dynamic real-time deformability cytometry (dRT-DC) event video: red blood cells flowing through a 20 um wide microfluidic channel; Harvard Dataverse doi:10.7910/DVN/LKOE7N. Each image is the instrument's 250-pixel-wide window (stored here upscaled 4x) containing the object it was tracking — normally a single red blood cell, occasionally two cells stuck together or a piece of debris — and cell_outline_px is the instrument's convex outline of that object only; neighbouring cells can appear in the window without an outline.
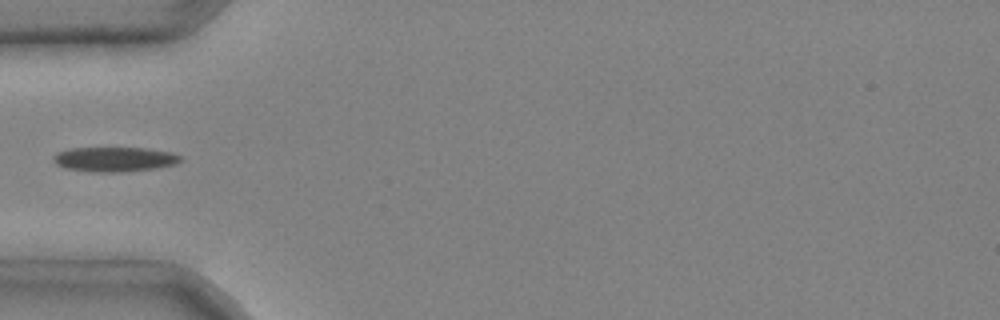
{"species": "common noctule bat (a hibernating species)", "species_latin": "Nyctalus noctula", "temperature_condition": "cold", "stored_images_in_passage": 5, "camera_frame_rate_fps": 3000, "um_per_image_px": 0.085, "animal": {"sex": "male", "body_mass_g": 20.4}, "frame": {"image": 1, "passage_image": 5, "time_ms": 1.333, "image_size_px": [1000, 320], "cell_outline_px": [[180, 160], [176, 164], [156, 168], [124, 172], [88, 172], [64, 168], [56, 164], [52, 160], [52, 156], [56, 152], [72, 148], [148, 148], [172, 152], [180, 156]], "centroid_in_image_um": [9.69, 13.54], "position_along_channel_um": 75.3, "area_um2": 18.5}}